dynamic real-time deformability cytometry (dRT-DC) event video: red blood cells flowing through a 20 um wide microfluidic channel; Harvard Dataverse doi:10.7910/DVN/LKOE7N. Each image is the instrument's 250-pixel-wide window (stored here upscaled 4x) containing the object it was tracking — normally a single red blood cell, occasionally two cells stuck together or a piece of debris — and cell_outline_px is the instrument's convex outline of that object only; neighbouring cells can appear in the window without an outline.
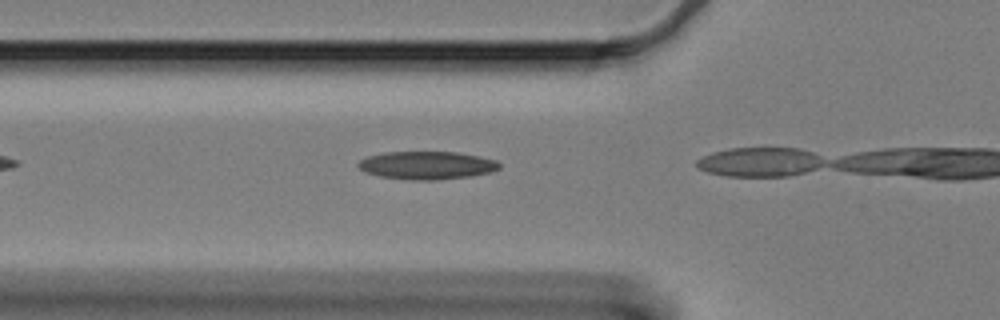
{"species": "Egyptian fruit bat (a non-hibernating species)", "species_latin": "Rousettus aegyptiacus", "temperature_condition": "cold", "stored_images_in_passage": 6, "camera_frame_rate_fps": 3000, "um_per_image_px": 0.085, "animal": {"sex": "female"}, "frame": {"image": 1, "passage_image": 3, "time_ms": 0.667, "image_size_px": [1000, 320], "cell_outline_px": [[500, 168], [488, 172], [468, 176], [436, 180], [412, 180], [380, 176], [364, 172], [356, 164], [360, 160], [368, 156], [384, 152], [456, 152], [496, 160], [500, 164]], "centroid_in_image_um": [36.23, 14.05], "position_along_channel_um": 89.6, "area_um2": 22.77}}